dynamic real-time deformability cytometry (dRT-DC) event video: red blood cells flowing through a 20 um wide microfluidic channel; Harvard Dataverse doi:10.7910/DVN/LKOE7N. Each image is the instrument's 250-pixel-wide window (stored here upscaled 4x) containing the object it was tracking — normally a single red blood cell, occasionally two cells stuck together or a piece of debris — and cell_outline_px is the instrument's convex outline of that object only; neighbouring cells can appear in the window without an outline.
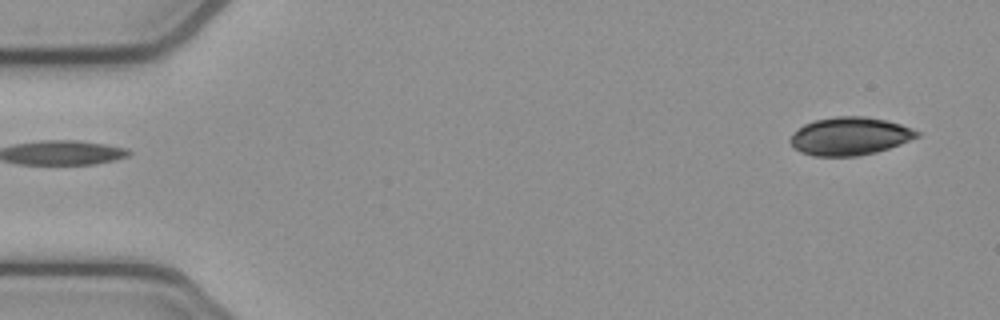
{"species": "common noctule bat (a hibernating species)", "species_latin": "Nyctalus noctula", "temperature_condition": "cold", "stored_images_in_passage": 5, "camera_frame_rate_fps": 3000, "um_per_image_px": 0.085, "animal": {"sex": "female", "body_mass_g": 21.9}, "frame": {"image": 1, "passage_image": 5, "time_ms": 1.333, "image_size_px": [1000, 320], "cell_outline_px": [[920, 136], [900, 144], [876, 152], [856, 156], [812, 156], [800, 152], [788, 140], [804, 124], [816, 120], [836, 116], [864, 116], [884, 120], [900, 124], [912, 128], [920, 132]], "centroid_in_image_um": [72.25, 11.58], "position_along_channel_um": 12.8, "area_um2": 27.8}}